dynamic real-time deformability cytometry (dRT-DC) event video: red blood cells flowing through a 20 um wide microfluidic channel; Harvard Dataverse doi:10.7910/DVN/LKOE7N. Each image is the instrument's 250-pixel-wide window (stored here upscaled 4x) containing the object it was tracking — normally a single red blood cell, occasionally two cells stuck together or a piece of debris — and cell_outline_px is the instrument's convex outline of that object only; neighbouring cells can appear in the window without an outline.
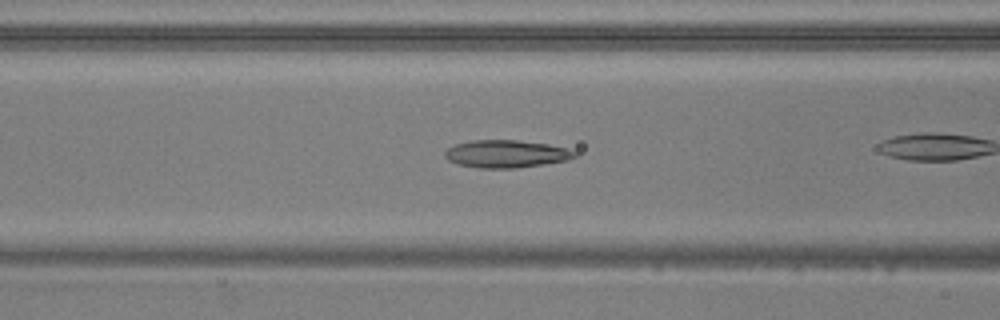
{"species": "common noctule bat (a hibernating species)", "species_latin": "Nyctalus noctula", "temperature_condition": "warm", "stored_images_in_passage": 27, "camera_frame_rate_fps": 3000, "um_per_image_px": 0.085, "animal": {"sex": "male", "body_mass_g": 20.5, "forearm_length_mm": 52.5}, "frame": {"image": 1, "passage_image": 19, "time_ms": 6.0, "image_size_px": [1000, 320], "cell_outline_px": [[580, 152], [576, 156], [568, 160], [544, 164], [516, 168], [480, 168], [460, 164], [448, 160], [444, 156], [444, 152], [448, 148], [456, 144], [472, 140], [516, 140], [548, 144]], "centroid_in_image_um": [43.05, 13.08], "position_along_channel_um": 123.6, "area_um2": 20.81}}
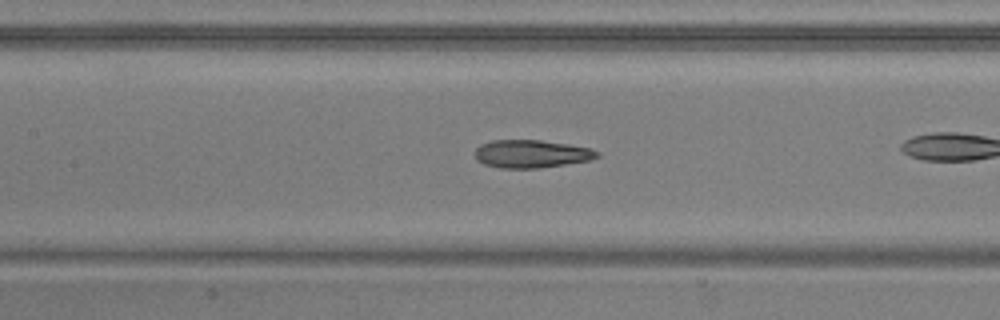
{"frame": {"image": 2, "passage_image": 22, "time_ms": 7.0, "image_size_px": [1000, 320], "cell_outline_px": [[600, 156], [592, 160], [536, 168], [500, 168], [484, 164], [476, 160], [476, 148], [480, 144], [492, 140], [540, 140], [568, 144], [592, 148], [600, 152]], "centroid_in_image_um": [45.19, 13.07], "position_along_channel_um": 162.2, "area_um2": 19.94}}
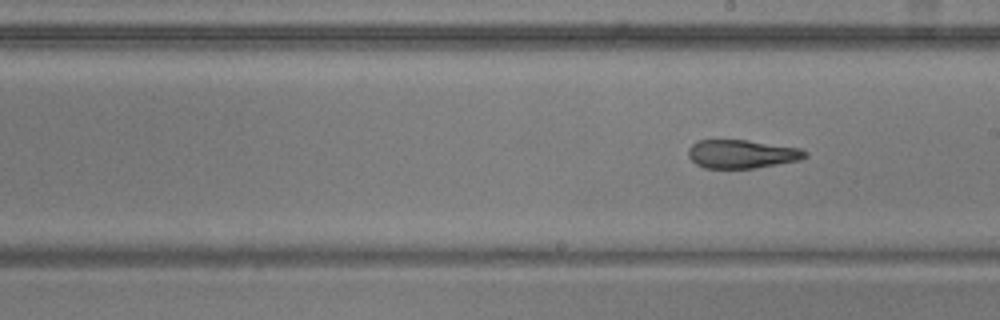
{"frame": {"image": 3, "passage_image": 27, "time_ms": 8.667, "image_size_px": [1000, 320], "cell_outline_px": [[808, 156], [800, 160], [756, 168], [704, 168], [696, 164], [688, 156], [688, 148], [696, 140], [748, 140], [800, 148], [808, 152]], "centroid_in_image_um": [63.06, 13.09], "position_along_channel_um": 225.9, "area_um2": 19.54}}